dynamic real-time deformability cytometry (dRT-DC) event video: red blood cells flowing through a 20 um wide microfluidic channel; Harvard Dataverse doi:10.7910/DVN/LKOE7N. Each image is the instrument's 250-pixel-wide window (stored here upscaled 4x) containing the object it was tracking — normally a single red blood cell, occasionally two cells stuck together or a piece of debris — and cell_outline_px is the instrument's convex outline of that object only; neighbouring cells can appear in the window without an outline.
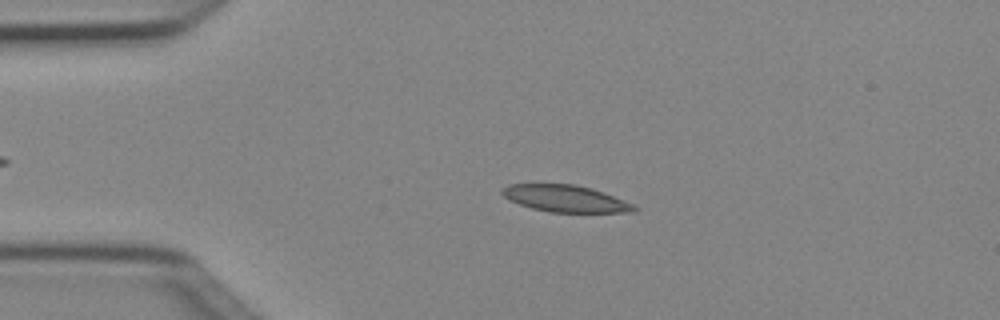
{"species": "Egyptian fruit bat (a non-hibernating species)", "species_latin": "Rousettus aegyptiacus", "temperature_condition": "cold", "stored_images_in_passage": 6, "camera_frame_rate_fps": 3000, "um_per_image_px": 0.085, "animal": {"sex": "female"}, "frame": {"image": 1, "passage_image": 3, "time_ms": 0.667, "image_size_px": [1000, 320], "cell_outline_px": [[640, 208], [636, 212], [548, 212], [532, 208], [508, 200], [500, 192], [500, 188], [508, 184], [576, 184], [592, 188], [604, 192], [632, 204]], "centroid_in_image_um": [48.04, 16.87], "position_along_channel_um": 37.0, "area_um2": 20.75}}
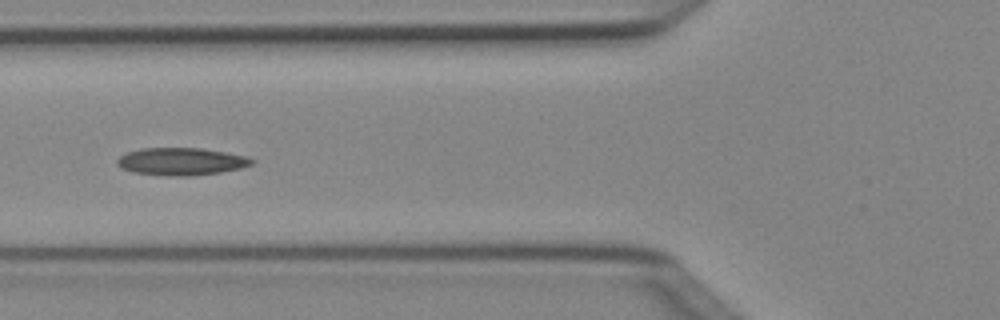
{"frame": {"image": 2, "passage_image": 5, "time_ms": 1.333, "image_size_px": [1000, 320], "cell_outline_px": [[256, 160], [252, 164], [240, 168], [220, 172], [188, 176], [168, 176], [132, 172], [120, 168], [116, 164], [116, 160], [120, 156], [128, 152], [140, 148], [204, 148], [248, 156]], "centroid_in_image_um": [15.4, 13.72], "position_along_channel_um": 110.4, "area_um2": 21.73}}
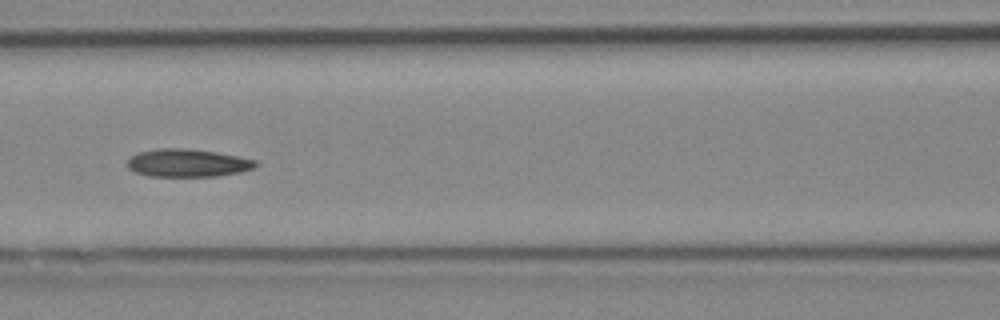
{"frame": {"image": 3, "passage_image": 6, "time_ms": 1.667, "image_size_px": [1000, 320], "cell_outline_px": [[260, 164], [256, 168], [240, 172], [216, 176], [148, 176], [136, 172], [128, 168], [128, 160], [136, 152], [160, 148], [188, 148], [216, 152], [256, 160]], "centroid_in_image_um": [15.97, 13.85], "position_along_channel_um": 150.6, "area_um2": 20.92}}